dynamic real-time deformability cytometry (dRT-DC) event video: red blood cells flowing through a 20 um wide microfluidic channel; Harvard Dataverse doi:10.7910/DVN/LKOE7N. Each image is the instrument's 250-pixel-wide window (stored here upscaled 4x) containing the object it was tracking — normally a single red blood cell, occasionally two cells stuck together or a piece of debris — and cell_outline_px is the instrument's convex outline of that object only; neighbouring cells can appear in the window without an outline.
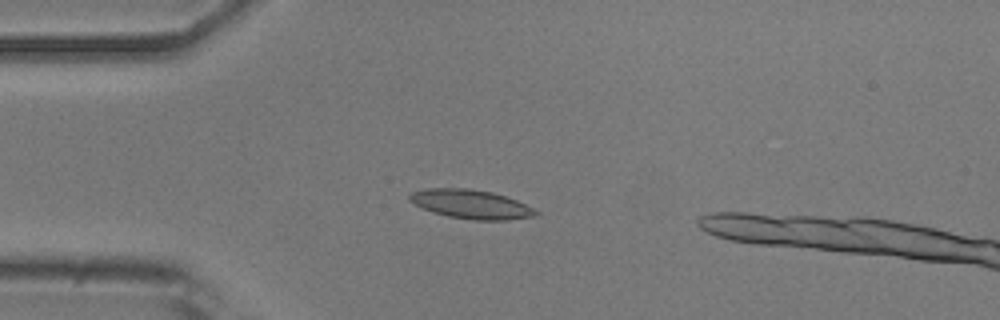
{"species": "common noctule bat (a hibernating species)", "species_latin": "Nyctalus noctula", "temperature_condition": "room temperature", "stored_images_in_passage": 7, "segment_of_instrument_passage": [1, 2], "camera_frame_rate_fps": 3000, "um_per_image_px": 0.085, "animal": {"sex": "male", "body_mass_g": 20.5, "forearm_length_mm": 52.5}, "frame": {"image": 1, "passage_image": 4, "time_ms": 1.0, "image_size_px": [1000, 320], "cell_outline_px": [[540, 212], [536, 216], [508, 220], [472, 220], [448, 216], [432, 212], [408, 200], [408, 196], [412, 192], [424, 188], [468, 188], [492, 192], [516, 200]], "centroid_in_image_um": [40.03, 17.36], "position_along_channel_um": 45.0, "area_um2": 21.27}}
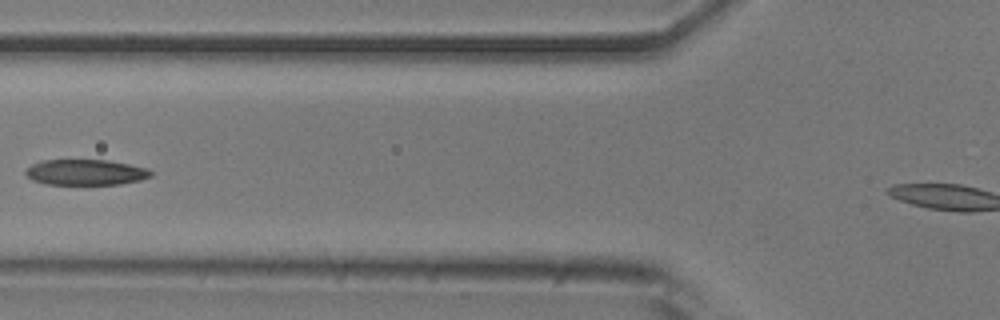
{"frame": {"image": 2, "passage_image": 6, "time_ms": 1.667, "image_size_px": [1000, 320], "cell_outline_px": [[152, 176], [140, 180], [120, 184], [44, 184], [32, 180], [24, 172], [32, 164], [40, 160], [108, 160], [148, 168], [152, 172]], "centroid_in_image_um": [7.28, 14.64], "position_along_channel_um": 118.5, "area_um2": 18.73}}